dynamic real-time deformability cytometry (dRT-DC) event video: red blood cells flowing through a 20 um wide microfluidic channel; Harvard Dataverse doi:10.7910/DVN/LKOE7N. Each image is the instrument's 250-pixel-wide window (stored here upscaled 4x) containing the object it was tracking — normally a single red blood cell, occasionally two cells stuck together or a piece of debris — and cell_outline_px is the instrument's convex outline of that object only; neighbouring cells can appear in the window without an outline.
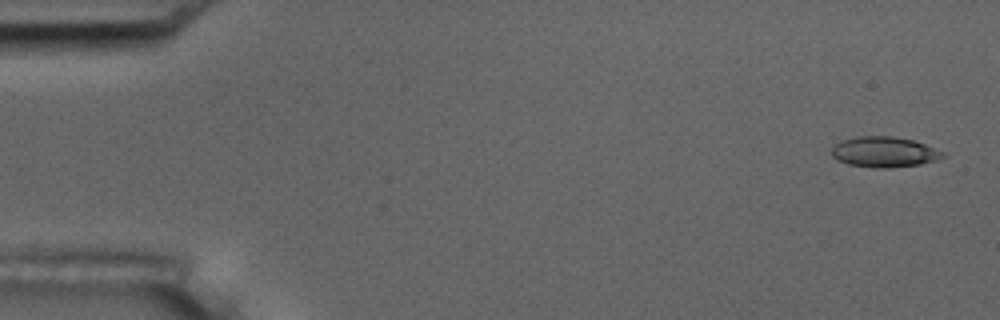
{"species": "common noctule bat (a hibernating species)", "species_latin": "Nyctalus noctula", "temperature_condition": "room temperature", "stored_images_in_passage": 5, "camera_frame_rate_fps": 3000, "um_per_image_px": 0.085, "animal": {"sex": "male", "body_mass_g": 17.5, "forearm_length_mm": 52.3}, "frame": {"image": 1, "passage_image": 1, "time_ms": 0.0, "image_size_px": [1000, 320], "cell_outline_px": [[948, 156], [940, 160], [920, 164], [888, 168], [872, 168], [848, 164], [836, 160], [832, 156], [832, 148], [836, 144], [844, 140], [856, 136], [892, 136], [912, 140], [924, 144], [944, 152]], "centroid_in_image_um": [75.19, 12.93], "position_along_channel_um": 9.8, "area_um2": 19.88}}